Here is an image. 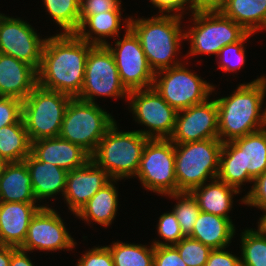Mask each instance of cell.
Segmentation results:
<instances>
[{"label":"cell","instance_id":"36","mask_svg":"<svg viewBox=\"0 0 266 266\" xmlns=\"http://www.w3.org/2000/svg\"><path fill=\"white\" fill-rule=\"evenodd\" d=\"M157 231L159 236L167 243L156 240L152 243L154 246H174L185 237L173 210L159 217Z\"/></svg>","mask_w":266,"mask_h":266},{"label":"cell","instance_id":"25","mask_svg":"<svg viewBox=\"0 0 266 266\" xmlns=\"http://www.w3.org/2000/svg\"><path fill=\"white\" fill-rule=\"evenodd\" d=\"M241 191L227 185L218 178L209 184L194 188L191 193L197 199L201 211L230 219L229 212L233 205L234 194Z\"/></svg>","mask_w":266,"mask_h":266},{"label":"cell","instance_id":"22","mask_svg":"<svg viewBox=\"0 0 266 266\" xmlns=\"http://www.w3.org/2000/svg\"><path fill=\"white\" fill-rule=\"evenodd\" d=\"M31 178L32 190L36 200H43L59 192L64 195L67 171L48 162H41L31 153L24 159Z\"/></svg>","mask_w":266,"mask_h":266},{"label":"cell","instance_id":"32","mask_svg":"<svg viewBox=\"0 0 266 266\" xmlns=\"http://www.w3.org/2000/svg\"><path fill=\"white\" fill-rule=\"evenodd\" d=\"M241 266H266V237L255 229L241 233Z\"/></svg>","mask_w":266,"mask_h":266},{"label":"cell","instance_id":"16","mask_svg":"<svg viewBox=\"0 0 266 266\" xmlns=\"http://www.w3.org/2000/svg\"><path fill=\"white\" fill-rule=\"evenodd\" d=\"M64 220L49 206L40 208L32 217L25 241L20 249L57 251L72 250L76 242L68 233Z\"/></svg>","mask_w":266,"mask_h":266},{"label":"cell","instance_id":"14","mask_svg":"<svg viewBox=\"0 0 266 266\" xmlns=\"http://www.w3.org/2000/svg\"><path fill=\"white\" fill-rule=\"evenodd\" d=\"M130 17L125 19L126 33L121 40L106 46L111 51L122 84L130 92L153 87L155 73L148 64L140 40L129 27Z\"/></svg>","mask_w":266,"mask_h":266},{"label":"cell","instance_id":"6","mask_svg":"<svg viewBox=\"0 0 266 266\" xmlns=\"http://www.w3.org/2000/svg\"><path fill=\"white\" fill-rule=\"evenodd\" d=\"M222 145L219 138L175 144L177 192H191L218 177Z\"/></svg>","mask_w":266,"mask_h":266},{"label":"cell","instance_id":"11","mask_svg":"<svg viewBox=\"0 0 266 266\" xmlns=\"http://www.w3.org/2000/svg\"><path fill=\"white\" fill-rule=\"evenodd\" d=\"M135 177L154 193H177L175 144L170 139H148Z\"/></svg>","mask_w":266,"mask_h":266},{"label":"cell","instance_id":"46","mask_svg":"<svg viewBox=\"0 0 266 266\" xmlns=\"http://www.w3.org/2000/svg\"><path fill=\"white\" fill-rule=\"evenodd\" d=\"M11 246L0 245V266H10Z\"/></svg>","mask_w":266,"mask_h":266},{"label":"cell","instance_id":"35","mask_svg":"<svg viewBox=\"0 0 266 266\" xmlns=\"http://www.w3.org/2000/svg\"><path fill=\"white\" fill-rule=\"evenodd\" d=\"M254 33L248 32L240 41L224 46L218 53L219 69L225 72L239 70L245 64L244 42ZM221 60V61H220Z\"/></svg>","mask_w":266,"mask_h":266},{"label":"cell","instance_id":"45","mask_svg":"<svg viewBox=\"0 0 266 266\" xmlns=\"http://www.w3.org/2000/svg\"><path fill=\"white\" fill-rule=\"evenodd\" d=\"M27 251L11 246L10 266H34Z\"/></svg>","mask_w":266,"mask_h":266},{"label":"cell","instance_id":"3","mask_svg":"<svg viewBox=\"0 0 266 266\" xmlns=\"http://www.w3.org/2000/svg\"><path fill=\"white\" fill-rule=\"evenodd\" d=\"M181 19L178 14H160L148 19L130 17L129 27L138 36L154 73L181 64L174 58L181 40L185 39V33L181 30L183 27H180Z\"/></svg>","mask_w":266,"mask_h":266},{"label":"cell","instance_id":"24","mask_svg":"<svg viewBox=\"0 0 266 266\" xmlns=\"http://www.w3.org/2000/svg\"><path fill=\"white\" fill-rule=\"evenodd\" d=\"M234 235L232 219L201 211L189 236L211 249H221L228 248Z\"/></svg>","mask_w":266,"mask_h":266},{"label":"cell","instance_id":"7","mask_svg":"<svg viewBox=\"0 0 266 266\" xmlns=\"http://www.w3.org/2000/svg\"><path fill=\"white\" fill-rule=\"evenodd\" d=\"M115 121L97 103L71 98L64 113L59 137L80 145L91 155Z\"/></svg>","mask_w":266,"mask_h":266},{"label":"cell","instance_id":"42","mask_svg":"<svg viewBox=\"0 0 266 266\" xmlns=\"http://www.w3.org/2000/svg\"><path fill=\"white\" fill-rule=\"evenodd\" d=\"M224 249H212L205 266H241L240 258Z\"/></svg>","mask_w":266,"mask_h":266},{"label":"cell","instance_id":"43","mask_svg":"<svg viewBox=\"0 0 266 266\" xmlns=\"http://www.w3.org/2000/svg\"><path fill=\"white\" fill-rule=\"evenodd\" d=\"M150 3L154 5L156 8L158 7L159 12L163 15H170V12H173L172 14L176 15L175 11H182L178 12L179 16L184 15L183 11L185 9V4L189 3V0H150ZM182 13V14H181Z\"/></svg>","mask_w":266,"mask_h":266},{"label":"cell","instance_id":"2","mask_svg":"<svg viewBox=\"0 0 266 266\" xmlns=\"http://www.w3.org/2000/svg\"><path fill=\"white\" fill-rule=\"evenodd\" d=\"M266 76L240 84L231 96L215 99L218 107V135L225 143L266 128ZM262 111V113H261Z\"/></svg>","mask_w":266,"mask_h":266},{"label":"cell","instance_id":"5","mask_svg":"<svg viewBox=\"0 0 266 266\" xmlns=\"http://www.w3.org/2000/svg\"><path fill=\"white\" fill-rule=\"evenodd\" d=\"M148 139L136 130L118 131L115 122L91 154V160L103 168L113 180L132 178L137 174Z\"/></svg>","mask_w":266,"mask_h":266},{"label":"cell","instance_id":"15","mask_svg":"<svg viewBox=\"0 0 266 266\" xmlns=\"http://www.w3.org/2000/svg\"><path fill=\"white\" fill-rule=\"evenodd\" d=\"M45 39H40L35 29L20 18L0 15V53L23 61L36 71L41 64Z\"/></svg>","mask_w":266,"mask_h":266},{"label":"cell","instance_id":"39","mask_svg":"<svg viewBox=\"0 0 266 266\" xmlns=\"http://www.w3.org/2000/svg\"><path fill=\"white\" fill-rule=\"evenodd\" d=\"M77 266H114V263L111 252L106 245L94 247L87 251L78 260Z\"/></svg>","mask_w":266,"mask_h":266},{"label":"cell","instance_id":"9","mask_svg":"<svg viewBox=\"0 0 266 266\" xmlns=\"http://www.w3.org/2000/svg\"><path fill=\"white\" fill-rule=\"evenodd\" d=\"M193 25L185 32L190 39L189 55L215 54L226 45L240 41L248 32L220 11L192 12Z\"/></svg>","mask_w":266,"mask_h":266},{"label":"cell","instance_id":"28","mask_svg":"<svg viewBox=\"0 0 266 266\" xmlns=\"http://www.w3.org/2000/svg\"><path fill=\"white\" fill-rule=\"evenodd\" d=\"M220 12L247 32L266 30V0H227Z\"/></svg>","mask_w":266,"mask_h":266},{"label":"cell","instance_id":"18","mask_svg":"<svg viewBox=\"0 0 266 266\" xmlns=\"http://www.w3.org/2000/svg\"><path fill=\"white\" fill-rule=\"evenodd\" d=\"M112 179L91 159L82 167L67 173L64 198L73 215Z\"/></svg>","mask_w":266,"mask_h":266},{"label":"cell","instance_id":"23","mask_svg":"<svg viewBox=\"0 0 266 266\" xmlns=\"http://www.w3.org/2000/svg\"><path fill=\"white\" fill-rule=\"evenodd\" d=\"M0 202H38L24 161L7 163L0 172Z\"/></svg>","mask_w":266,"mask_h":266},{"label":"cell","instance_id":"37","mask_svg":"<svg viewBox=\"0 0 266 266\" xmlns=\"http://www.w3.org/2000/svg\"><path fill=\"white\" fill-rule=\"evenodd\" d=\"M23 101L13 97L0 96V128L21 121Z\"/></svg>","mask_w":266,"mask_h":266},{"label":"cell","instance_id":"29","mask_svg":"<svg viewBox=\"0 0 266 266\" xmlns=\"http://www.w3.org/2000/svg\"><path fill=\"white\" fill-rule=\"evenodd\" d=\"M31 153L24 120L0 128V155L8 162H23Z\"/></svg>","mask_w":266,"mask_h":266},{"label":"cell","instance_id":"40","mask_svg":"<svg viewBox=\"0 0 266 266\" xmlns=\"http://www.w3.org/2000/svg\"><path fill=\"white\" fill-rule=\"evenodd\" d=\"M153 266H187L174 246H154Z\"/></svg>","mask_w":266,"mask_h":266},{"label":"cell","instance_id":"13","mask_svg":"<svg viewBox=\"0 0 266 266\" xmlns=\"http://www.w3.org/2000/svg\"><path fill=\"white\" fill-rule=\"evenodd\" d=\"M128 101L135 121L149 130H136L149 139H169L175 129L177 111L154 87L129 92Z\"/></svg>","mask_w":266,"mask_h":266},{"label":"cell","instance_id":"26","mask_svg":"<svg viewBox=\"0 0 266 266\" xmlns=\"http://www.w3.org/2000/svg\"><path fill=\"white\" fill-rule=\"evenodd\" d=\"M121 15V11H107L95 15H80V26L75 34L83 41L93 45H106L107 41L105 38L119 37L122 20ZM87 27L89 30H87ZM93 33L97 36L93 37Z\"/></svg>","mask_w":266,"mask_h":266},{"label":"cell","instance_id":"30","mask_svg":"<svg viewBox=\"0 0 266 266\" xmlns=\"http://www.w3.org/2000/svg\"><path fill=\"white\" fill-rule=\"evenodd\" d=\"M111 252L114 266H153L154 245L128 244L114 242L107 246Z\"/></svg>","mask_w":266,"mask_h":266},{"label":"cell","instance_id":"31","mask_svg":"<svg viewBox=\"0 0 266 266\" xmlns=\"http://www.w3.org/2000/svg\"><path fill=\"white\" fill-rule=\"evenodd\" d=\"M63 33H75L80 26V0H42Z\"/></svg>","mask_w":266,"mask_h":266},{"label":"cell","instance_id":"38","mask_svg":"<svg viewBox=\"0 0 266 266\" xmlns=\"http://www.w3.org/2000/svg\"><path fill=\"white\" fill-rule=\"evenodd\" d=\"M253 183L250 191L241 199V203L266 212V171L255 178Z\"/></svg>","mask_w":266,"mask_h":266},{"label":"cell","instance_id":"4","mask_svg":"<svg viewBox=\"0 0 266 266\" xmlns=\"http://www.w3.org/2000/svg\"><path fill=\"white\" fill-rule=\"evenodd\" d=\"M266 171V129L225 142L220 152L218 179L240 191Z\"/></svg>","mask_w":266,"mask_h":266},{"label":"cell","instance_id":"34","mask_svg":"<svg viewBox=\"0 0 266 266\" xmlns=\"http://www.w3.org/2000/svg\"><path fill=\"white\" fill-rule=\"evenodd\" d=\"M174 247L187 266H205L211 248L190 236H185Z\"/></svg>","mask_w":266,"mask_h":266},{"label":"cell","instance_id":"8","mask_svg":"<svg viewBox=\"0 0 266 266\" xmlns=\"http://www.w3.org/2000/svg\"><path fill=\"white\" fill-rule=\"evenodd\" d=\"M71 96L45 89L38 84L23 100L22 118L31 142L59 137Z\"/></svg>","mask_w":266,"mask_h":266},{"label":"cell","instance_id":"10","mask_svg":"<svg viewBox=\"0 0 266 266\" xmlns=\"http://www.w3.org/2000/svg\"><path fill=\"white\" fill-rule=\"evenodd\" d=\"M153 87L177 112L207 101L215 90L183 63L156 72Z\"/></svg>","mask_w":266,"mask_h":266},{"label":"cell","instance_id":"27","mask_svg":"<svg viewBox=\"0 0 266 266\" xmlns=\"http://www.w3.org/2000/svg\"><path fill=\"white\" fill-rule=\"evenodd\" d=\"M111 180L80 209L75 215L76 217L85 220L87 223L92 220L101 226L108 227L114 220L118 207V191Z\"/></svg>","mask_w":266,"mask_h":266},{"label":"cell","instance_id":"20","mask_svg":"<svg viewBox=\"0 0 266 266\" xmlns=\"http://www.w3.org/2000/svg\"><path fill=\"white\" fill-rule=\"evenodd\" d=\"M38 205V206H37ZM35 203L0 202V245L20 248L32 217L44 207Z\"/></svg>","mask_w":266,"mask_h":266},{"label":"cell","instance_id":"12","mask_svg":"<svg viewBox=\"0 0 266 266\" xmlns=\"http://www.w3.org/2000/svg\"><path fill=\"white\" fill-rule=\"evenodd\" d=\"M114 57L106 45H94L87 56L83 87L78 99L95 102L96 96L128 98Z\"/></svg>","mask_w":266,"mask_h":266},{"label":"cell","instance_id":"33","mask_svg":"<svg viewBox=\"0 0 266 266\" xmlns=\"http://www.w3.org/2000/svg\"><path fill=\"white\" fill-rule=\"evenodd\" d=\"M169 197L179 199L174 206L173 212L176 215L184 236H189L194 228L195 222L201 212L197 199L191 192H177L168 194Z\"/></svg>","mask_w":266,"mask_h":266},{"label":"cell","instance_id":"21","mask_svg":"<svg viewBox=\"0 0 266 266\" xmlns=\"http://www.w3.org/2000/svg\"><path fill=\"white\" fill-rule=\"evenodd\" d=\"M37 85V71L13 56L0 53V96L23 101Z\"/></svg>","mask_w":266,"mask_h":266},{"label":"cell","instance_id":"19","mask_svg":"<svg viewBox=\"0 0 266 266\" xmlns=\"http://www.w3.org/2000/svg\"><path fill=\"white\" fill-rule=\"evenodd\" d=\"M31 154L41 162H48L67 172L84 166L91 155L80 145L60 137L31 142Z\"/></svg>","mask_w":266,"mask_h":266},{"label":"cell","instance_id":"17","mask_svg":"<svg viewBox=\"0 0 266 266\" xmlns=\"http://www.w3.org/2000/svg\"><path fill=\"white\" fill-rule=\"evenodd\" d=\"M219 138L216 100H207L177 112L175 129L169 138L174 144Z\"/></svg>","mask_w":266,"mask_h":266},{"label":"cell","instance_id":"41","mask_svg":"<svg viewBox=\"0 0 266 266\" xmlns=\"http://www.w3.org/2000/svg\"><path fill=\"white\" fill-rule=\"evenodd\" d=\"M121 11V0H80V15Z\"/></svg>","mask_w":266,"mask_h":266},{"label":"cell","instance_id":"47","mask_svg":"<svg viewBox=\"0 0 266 266\" xmlns=\"http://www.w3.org/2000/svg\"><path fill=\"white\" fill-rule=\"evenodd\" d=\"M257 231L264 237H266V212L259 219Z\"/></svg>","mask_w":266,"mask_h":266},{"label":"cell","instance_id":"48","mask_svg":"<svg viewBox=\"0 0 266 266\" xmlns=\"http://www.w3.org/2000/svg\"><path fill=\"white\" fill-rule=\"evenodd\" d=\"M8 162L0 155V172L4 169Z\"/></svg>","mask_w":266,"mask_h":266},{"label":"cell","instance_id":"44","mask_svg":"<svg viewBox=\"0 0 266 266\" xmlns=\"http://www.w3.org/2000/svg\"><path fill=\"white\" fill-rule=\"evenodd\" d=\"M227 0H189L191 12L220 11Z\"/></svg>","mask_w":266,"mask_h":266},{"label":"cell","instance_id":"1","mask_svg":"<svg viewBox=\"0 0 266 266\" xmlns=\"http://www.w3.org/2000/svg\"><path fill=\"white\" fill-rule=\"evenodd\" d=\"M94 45L75 33H59L46 38L37 84L71 96L80 95L88 53Z\"/></svg>","mask_w":266,"mask_h":266}]
</instances>
